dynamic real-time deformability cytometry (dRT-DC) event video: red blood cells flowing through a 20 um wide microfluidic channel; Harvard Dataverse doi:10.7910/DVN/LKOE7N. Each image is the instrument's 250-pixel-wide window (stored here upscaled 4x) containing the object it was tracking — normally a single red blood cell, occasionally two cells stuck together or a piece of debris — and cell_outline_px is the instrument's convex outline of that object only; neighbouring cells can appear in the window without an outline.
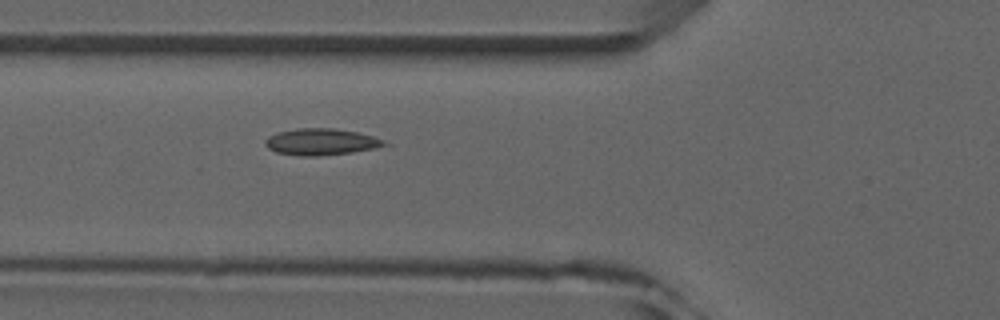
{"species": "common noctule bat (a hibernating species)", "species_latin": "Nyctalus noctula", "temperature_condition": "room temperature", "stored_images_in_passage": 6, "camera_frame_rate_fps": 3000, "um_per_image_px": 0.085, "animal": {"sex": "male", "forearm_length_mm": 52.5}, "frame": {"image": 1, "passage_image": 6, "time_ms": 5.667, "image_size_px": [1000, 320], "cell_outline_px": [[392, 144], [376, 148], [352, 152], [316, 156], [300, 156], [276, 152], [268, 148], [264, 144], [264, 140], [268, 136], [276, 132], [296, 128], [332, 128], [356, 132], [372, 136], [384, 140]], "centroid_in_image_um": [27.28, 12.05], "position_along_channel_um": 98.5, "area_um2": 18.55}}